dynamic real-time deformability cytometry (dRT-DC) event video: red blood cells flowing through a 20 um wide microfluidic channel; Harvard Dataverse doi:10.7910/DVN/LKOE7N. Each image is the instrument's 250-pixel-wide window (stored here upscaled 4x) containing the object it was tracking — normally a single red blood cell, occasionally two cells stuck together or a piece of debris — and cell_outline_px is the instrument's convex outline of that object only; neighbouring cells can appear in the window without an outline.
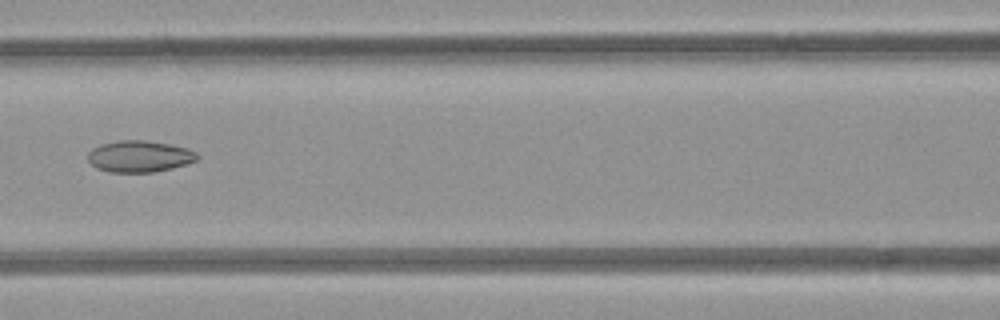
{"species": "common noctule bat (a hibernating species)", "species_latin": "Nyctalus noctula", "temperature_condition": "room temperature", "stored_images_in_passage": 4, "camera_frame_rate_fps": 3000, "um_per_image_px": 0.085, "animal": {"sex": "female", "body_mass_g": 21.9}, "frame": {"image": 1, "passage_image": 4, "time_ms": 4.333, "image_size_px": [1000, 320], "cell_outline_px": [[200, 156], [196, 160], [172, 168], [152, 172], [108, 172], [96, 168], [88, 160], [88, 152], [92, 148], [100, 144], [120, 140], [144, 140], [168, 144], [188, 148], [196, 152]], "centroid_in_image_um": [11.83, 13.29], "position_along_channel_um": 154.8, "area_um2": 20.06}}